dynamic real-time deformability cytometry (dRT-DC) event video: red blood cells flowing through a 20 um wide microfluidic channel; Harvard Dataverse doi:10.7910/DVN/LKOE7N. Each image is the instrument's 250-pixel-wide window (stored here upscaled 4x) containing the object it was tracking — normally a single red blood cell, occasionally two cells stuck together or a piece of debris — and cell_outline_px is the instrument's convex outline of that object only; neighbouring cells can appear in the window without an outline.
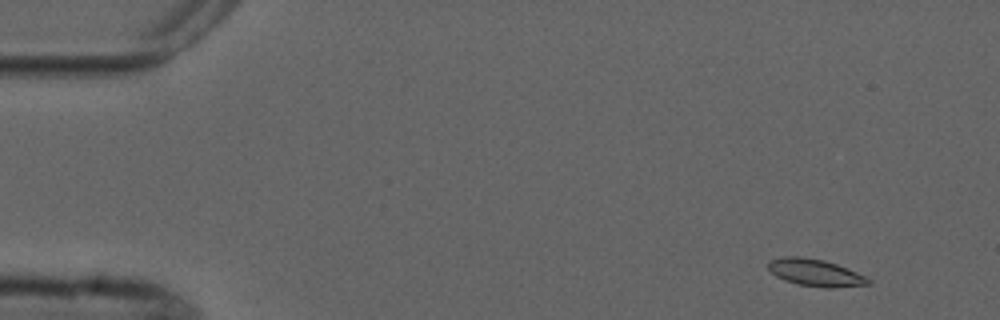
{"species": "common noctule bat (a hibernating species)", "species_latin": "Nyctalus noctula", "temperature_condition": "cold", "stored_images_in_passage": 4, "camera_frame_rate_fps": 3000, "um_per_image_px": 0.085, "animal": {"sex": "male", "forearm_length_mm": 52.5}, "frame": {"image": 1, "passage_image": 1, "time_ms": 0.0, "image_size_px": [1000, 320], "cell_outline_px": [[872, 284], [832, 288], [824, 288], [796, 284], [784, 280], [776, 276], [768, 268], [768, 260], [784, 256], [800, 256], [824, 260], [848, 268], [868, 276], [872, 280]], "centroid_in_image_um": [69.35, 23.18], "position_along_channel_um": 15.7, "area_um2": 16.13}}
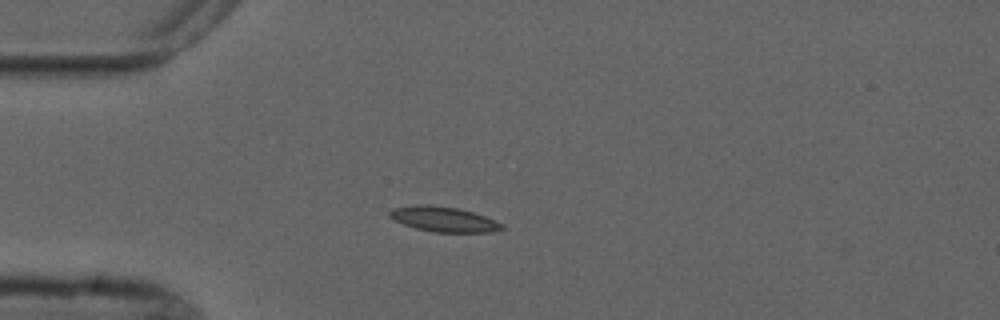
{"frame": {"image": 2, "passage_image": 4, "time_ms": 3.333, "image_size_px": [1000, 320], "cell_outline_px": [[504, 228], [492, 232], [432, 232], [416, 228], [404, 224], [388, 216], [388, 212], [392, 208], [416, 204], [428, 204], [456, 208], [472, 212], [484, 216], [504, 224]], "centroid_in_image_um": [37.69, 18.63], "position_along_channel_um": 47.3, "area_um2": 16.36}}